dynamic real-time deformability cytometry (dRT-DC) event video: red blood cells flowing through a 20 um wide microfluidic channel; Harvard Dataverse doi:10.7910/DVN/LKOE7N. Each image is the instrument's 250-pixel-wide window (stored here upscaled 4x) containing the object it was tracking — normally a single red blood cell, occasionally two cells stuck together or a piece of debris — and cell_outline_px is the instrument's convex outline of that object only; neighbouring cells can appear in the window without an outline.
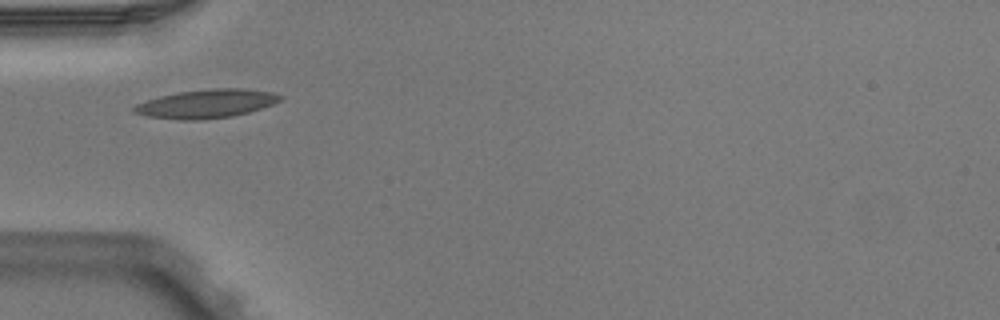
{"species": "Egyptian fruit bat (a non-hibernating species)", "species_latin": "Rousettus aegyptiacus", "temperature_condition": "warm", "stored_images_in_passage": 1, "camera_frame_rate_fps": 3000, "um_per_image_px": 0.085, "animal": {"sex": "male"}, "frame": {"image": 1, "passage_image": 1, "time_ms": 0.0, "image_size_px": [1000, 320], "cell_outline_px": [[284, 96], [280, 100], [272, 104], [248, 112], [232, 116], [204, 120], [180, 120], [148, 116], [136, 112], [132, 108], [136, 104], [160, 96], [180, 92], [212, 88], [240, 88], [272, 92]], "centroid_in_image_um": [17.57, 8.82], "position_along_channel_um": 67.4, "area_um2": 24.1}}